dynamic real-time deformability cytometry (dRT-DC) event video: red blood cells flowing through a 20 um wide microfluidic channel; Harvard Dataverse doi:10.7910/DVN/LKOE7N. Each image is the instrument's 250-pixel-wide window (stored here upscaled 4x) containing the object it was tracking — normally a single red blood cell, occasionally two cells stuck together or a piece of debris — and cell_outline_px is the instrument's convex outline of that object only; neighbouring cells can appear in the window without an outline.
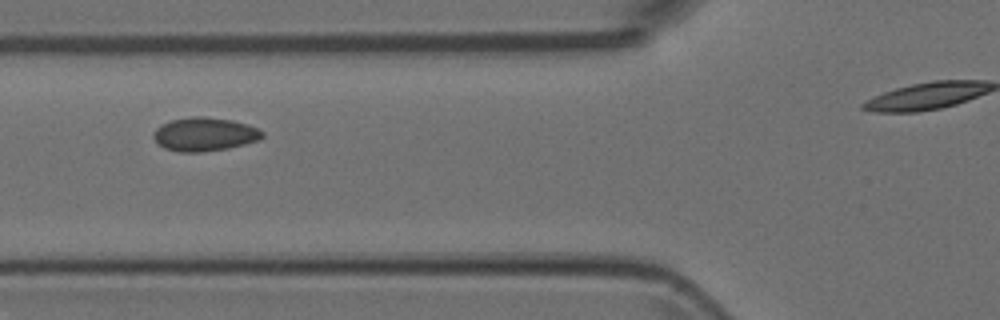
{"species": "Egyptian fruit bat (a non-hibernating species)", "species_latin": "Rousettus aegyptiacus", "temperature_condition": "room temperature", "stored_images_in_passage": 9, "camera_frame_rate_fps": 3000, "um_per_image_px": 0.085, "animal": {"sex": "female"}, "frame": {"image": 1, "passage_image": 6, "time_ms": 1.667, "image_size_px": [1000, 320], "cell_outline_px": [[264, 136], [256, 140], [244, 144], [228, 148], [200, 152], [180, 152], [164, 148], [152, 136], [152, 132], [160, 124], [172, 120], [192, 116], [204, 116], [232, 120], [248, 124], [264, 132]], "centroid_in_image_um": [17.36, 11.4], "position_along_channel_um": 108.4, "area_um2": 21.27}}
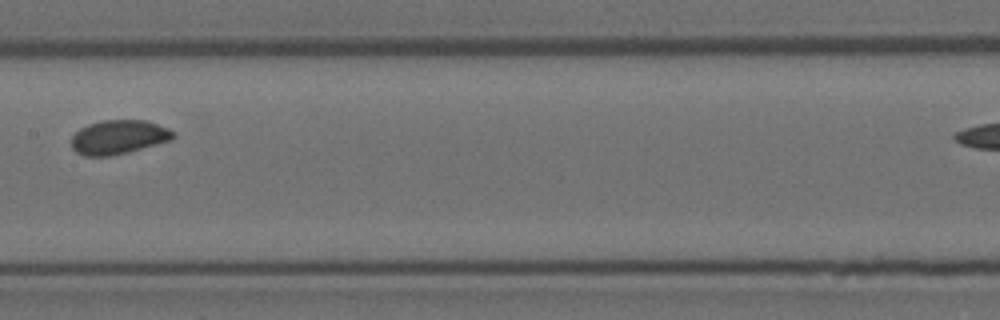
{"frame": {"image": 2, "passage_image": 8, "time_ms": 2.333, "image_size_px": [1000, 320], "cell_outline_px": [[176, 136], [172, 140], [128, 152], [108, 156], [84, 156], [76, 152], [72, 148], [72, 136], [80, 128], [88, 124], [104, 120], [148, 120], [168, 128], [176, 132]], "centroid_in_image_um": [10.11, 11.65], "position_along_channel_um": 197.3, "area_um2": 20.35}}
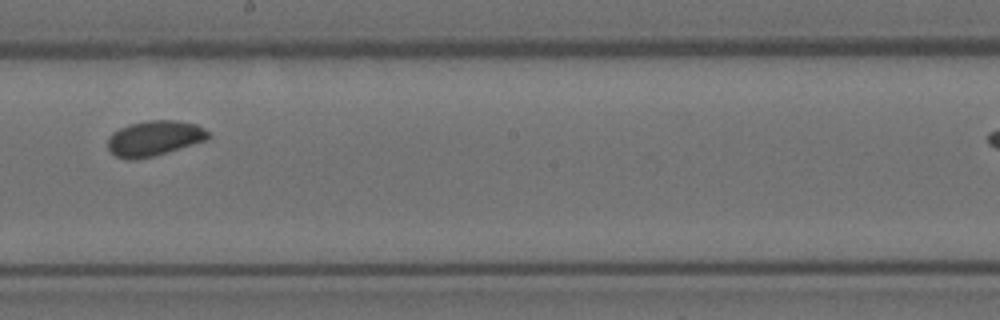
{"frame": {"image": 3, "passage_image": 9, "time_ms": 2.667, "image_size_px": [1000, 320], "cell_outline_px": [[212, 136], [208, 140], [152, 156], [136, 160], [128, 160], [116, 156], [108, 148], [108, 136], [112, 132], [128, 124], [148, 120], [176, 120], [196, 124], [212, 132]], "centroid_in_image_um": [13.15, 11.74], "position_along_channel_um": 235.1, "area_um2": 20.87}}